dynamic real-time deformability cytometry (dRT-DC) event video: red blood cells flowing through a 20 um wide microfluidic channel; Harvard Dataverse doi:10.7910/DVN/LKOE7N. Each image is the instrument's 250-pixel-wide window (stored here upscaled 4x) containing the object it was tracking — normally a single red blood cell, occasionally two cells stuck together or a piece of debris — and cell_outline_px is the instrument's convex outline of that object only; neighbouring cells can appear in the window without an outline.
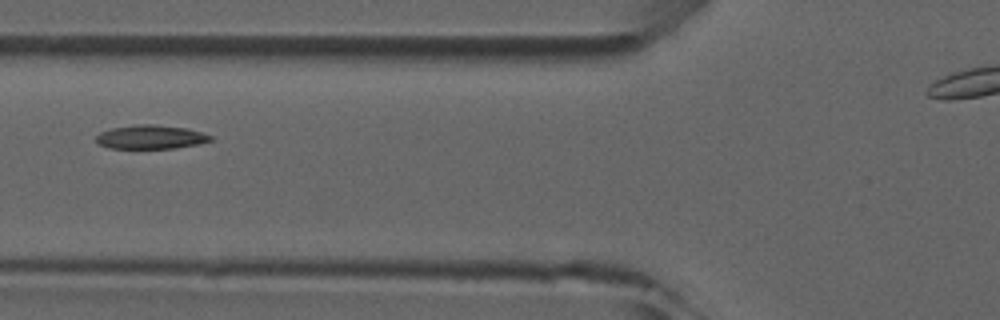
{"species": "common noctule bat (a hibernating species)", "species_latin": "Nyctalus noctula", "temperature_condition": "room temperature", "stored_images_in_passage": 6, "camera_frame_rate_fps": 3000, "um_per_image_px": 0.085, "animal": {"sex": "male", "forearm_length_mm": 52.5}, "frame": {"image": 1, "passage_image": 5, "time_ms": 5.667, "image_size_px": [1000, 320], "cell_outline_px": [[212, 140], [200, 144], [176, 148], [108, 148], [100, 144], [96, 140], [96, 136], [100, 132], [112, 128], [136, 124], [152, 124], [188, 128], [212, 136]], "centroid_in_image_um": [12.82, 11.64], "position_along_channel_um": 113.0, "area_um2": 15.9}}
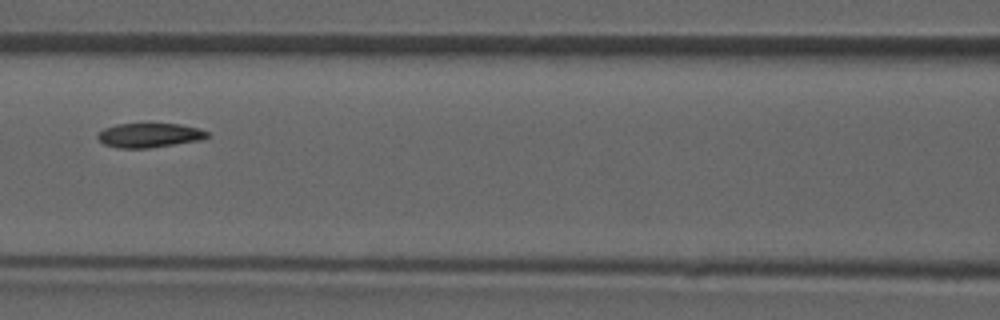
{"frame": {"image": 2, "passage_image": 6, "time_ms": 6.667, "image_size_px": [1000, 320], "cell_outline_px": [[208, 136], [200, 140], [148, 148], [116, 148], [104, 144], [96, 136], [104, 128], [116, 124], [180, 124], [200, 128], [208, 132]], "centroid_in_image_um": [12.69, 11.49], "position_along_channel_um": 153.9, "area_um2": 15.43}}